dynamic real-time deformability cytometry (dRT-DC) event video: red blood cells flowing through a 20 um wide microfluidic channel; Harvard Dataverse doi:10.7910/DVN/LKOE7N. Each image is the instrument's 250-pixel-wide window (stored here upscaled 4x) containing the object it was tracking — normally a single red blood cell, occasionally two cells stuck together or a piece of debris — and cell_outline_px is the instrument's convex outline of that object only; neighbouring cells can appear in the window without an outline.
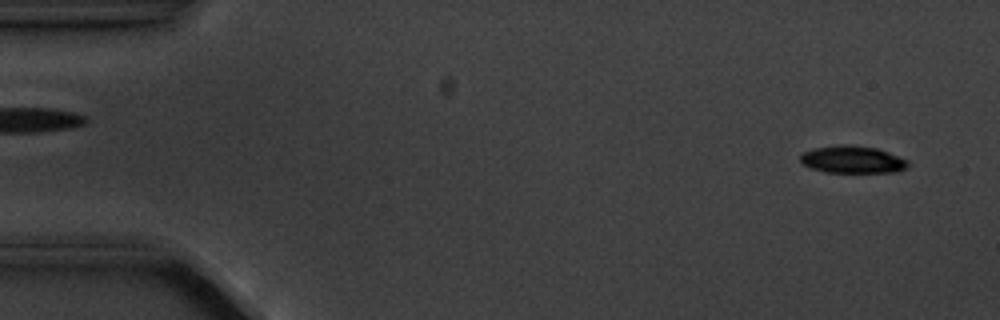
{"species": "common noctule bat (a hibernating species)", "species_latin": "Nyctalus noctula", "temperature_condition": "cold", "stored_images_in_passage": 8, "camera_frame_rate_fps": 3000, "um_per_image_px": 0.085, "animal": {"sex": "male", "body_mass_g": 20.1, "forearm_length_mm": 53.5}, "frame": {"image": 1, "passage_image": 1, "time_ms": 0.0, "image_size_px": [1000, 320], "cell_outline_px": [[908, 168], [896, 172], [824, 172], [812, 168], [804, 164], [800, 160], [800, 152], [816, 148], [840, 144], [848, 144], [876, 148], [888, 152], [908, 160]], "centroid_in_image_um": [72.46, 13.56], "position_along_channel_um": 12.5, "area_um2": 17.17}}